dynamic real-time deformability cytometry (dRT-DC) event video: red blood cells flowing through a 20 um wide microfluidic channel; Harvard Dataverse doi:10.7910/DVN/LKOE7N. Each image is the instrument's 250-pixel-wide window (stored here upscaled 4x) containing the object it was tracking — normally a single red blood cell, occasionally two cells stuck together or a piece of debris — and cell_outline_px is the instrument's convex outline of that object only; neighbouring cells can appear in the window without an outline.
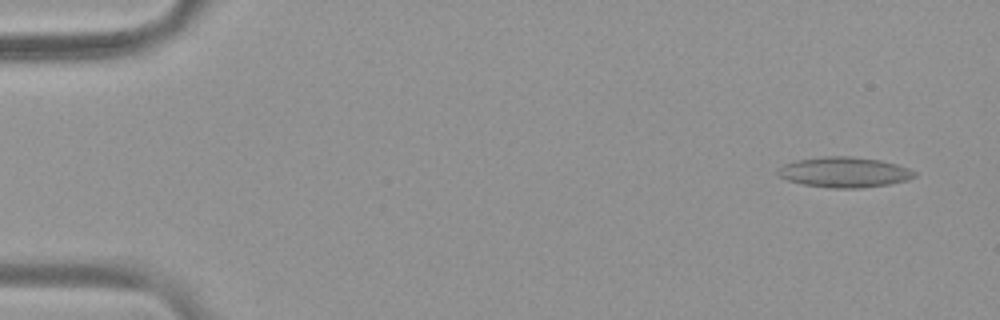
{"species": "common noctule bat (a hibernating species)", "species_latin": "Nyctalus noctula", "temperature_condition": "warm", "stored_images_in_passage": 55, "camera_frame_rate_fps": 3000, "um_per_image_px": 0.085, "animal": {"sex": "female", "body_mass_g": 19.9}, "frame": {"image": 1, "passage_image": 3, "time_ms": 0.667, "image_size_px": [1000, 320], "cell_outline_px": [[916, 176], [908, 180], [888, 184], [860, 188], [832, 188], [804, 184], [788, 180], [780, 176], [776, 172], [784, 164], [796, 160], [828, 156], [848, 156], [880, 160], [896, 164], [908, 168], [916, 172]], "centroid_in_image_um": [71.79, 14.64], "position_along_channel_um": 13.2, "area_um2": 23.93}}
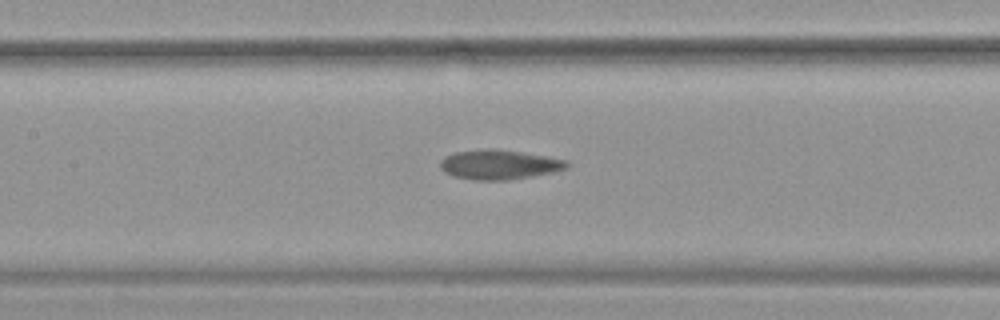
{"frame": {"image": 2, "passage_image": 26, "time_ms": 8.333, "image_size_px": [1000, 320], "cell_outline_px": [[568, 168], [552, 172], [532, 176], [508, 180], [472, 180], [456, 176], [444, 172], [440, 168], [440, 160], [444, 156], [456, 152], [484, 148], [496, 148], [568, 160]], "centroid_in_image_um": [42.4, 13.98], "position_along_channel_um": 165.0, "area_um2": 21.85}}
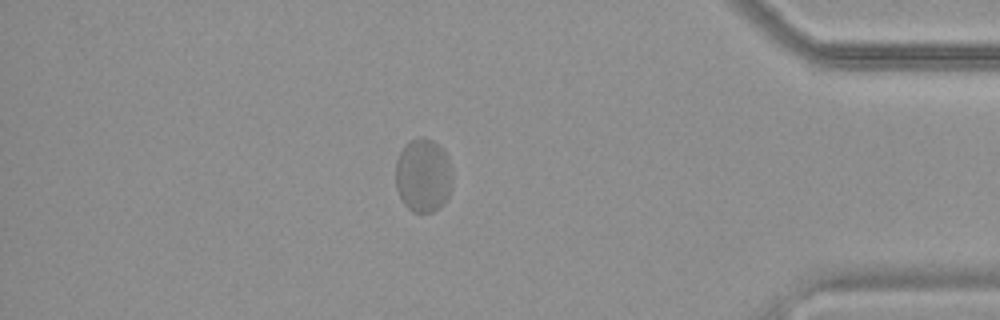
{"frame": {"image": 3, "passage_image": 48, "time_ms": 15.667, "image_size_px": [1000, 320], "cell_outline_px": [[452, 184], [448, 196], [440, 208], [432, 212], [412, 212], [404, 204], [396, 188], [396, 160], [404, 144], [420, 136], [424, 136], [440, 144], [448, 160], [452, 176]], "centroid_in_image_um": [35.96, 14.9], "position_along_channel_um": 399.2, "area_um2": 24.57}}